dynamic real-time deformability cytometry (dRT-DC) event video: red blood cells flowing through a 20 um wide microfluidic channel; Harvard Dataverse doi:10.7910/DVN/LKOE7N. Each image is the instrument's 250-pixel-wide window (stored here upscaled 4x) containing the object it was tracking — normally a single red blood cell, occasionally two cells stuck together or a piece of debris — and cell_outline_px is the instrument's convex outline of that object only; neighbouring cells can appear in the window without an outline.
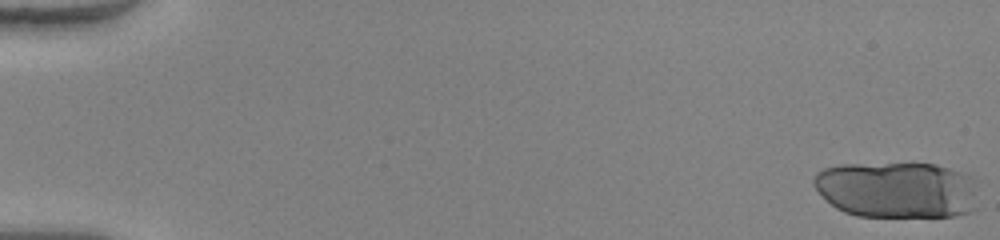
{"species": "human", "species_latin": "Homo sapiens", "temperature_condition": "warm", "stored_images_in_passage": 24, "camera_frame_rate_fps": 3000, "um_per_image_px": 0.085, "donor": {"sex": "female"}, "frame": {"image": 1, "passage_image": 1, "time_ms": 0.0, "image_size_px": [1000, 240], "cell_outline_px": [[976, 208], [972, 212], [956, 216], [856, 216], [844, 212], [836, 208], [812, 184], [812, 180], [816, 172], [824, 168], [840, 164], [936, 164], [964, 172], [972, 176]], "centroid_in_image_um": [76.24, 16.13], "position_along_channel_um": 8.8, "area_um2": 54.1}}
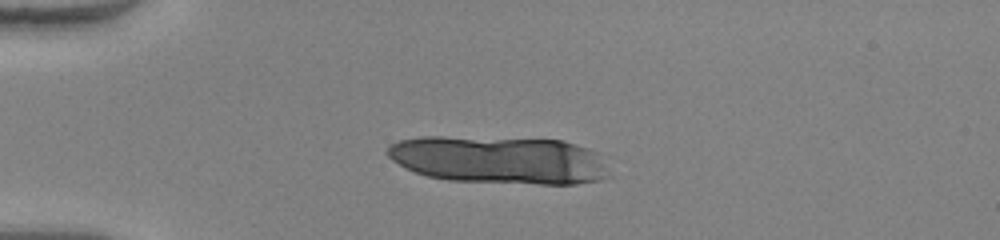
{"frame": {"image": 2, "passage_image": 14, "time_ms": 4.333, "image_size_px": [1000, 240], "cell_outline_px": [[612, 176], [600, 180], [576, 184], [540, 184], [448, 180], [428, 176], [416, 172], [392, 160], [384, 152], [388, 144], [400, 140], [420, 136], [440, 136], [564, 140], [588, 148], [596, 152]], "centroid_in_image_um": [42.43, 13.59], "position_along_channel_um": 42.6, "area_um2": 62.02}}
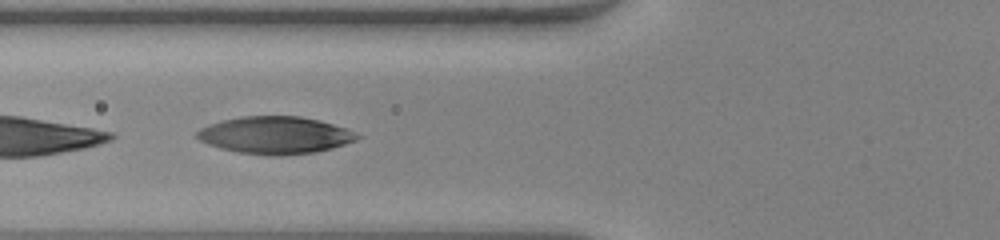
{"frame": {"image": 3, "passage_image": 22, "time_ms": 7.0, "image_size_px": [1000, 240], "cell_outline_px": [[364, 136], [356, 140], [332, 148], [316, 152], [280, 156], [268, 156], [240, 152], [220, 148], [208, 144], [200, 140], [196, 136], [196, 132], [200, 128], [208, 124], [240, 116], [300, 116], [320, 120], [348, 128]], "centroid_in_image_um": [23.43, 11.49], "position_along_channel_um": 102.4, "area_um2": 35.08}}